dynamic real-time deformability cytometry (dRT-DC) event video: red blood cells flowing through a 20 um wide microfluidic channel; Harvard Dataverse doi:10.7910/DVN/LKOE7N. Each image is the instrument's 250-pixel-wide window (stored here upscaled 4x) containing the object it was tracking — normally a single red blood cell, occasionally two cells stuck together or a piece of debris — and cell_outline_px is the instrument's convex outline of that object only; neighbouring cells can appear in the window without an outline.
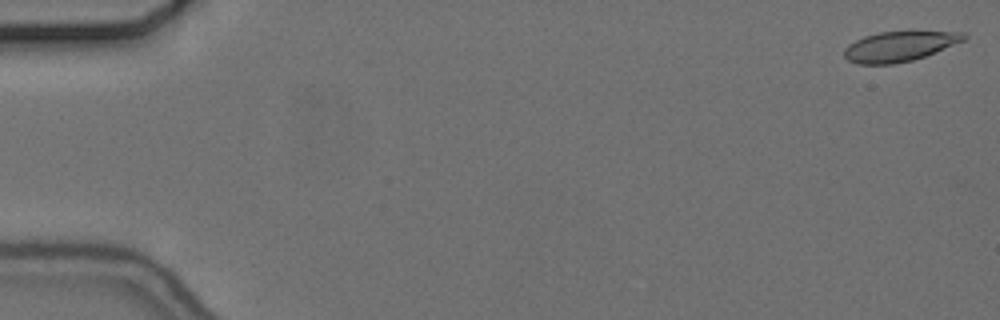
{"species": "common noctule bat (a hibernating species)", "species_latin": "Nyctalus noctula", "temperature_condition": "cold", "stored_images_in_passage": 56, "camera_frame_rate_fps": 3000, "um_per_image_px": 0.085, "animal": {"sex": "female", "body_mass_g": 24.6, "forearm_length_mm": 56.2}, "frame": {"image": 1, "passage_image": 1, "time_ms": 0.0, "image_size_px": [1000, 320], "cell_outline_px": [[968, 36], [964, 40], [924, 56], [912, 60], [892, 64], [856, 64], [848, 60], [844, 56], [844, 48], [848, 44], [864, 36], [880, 32], [912, 28], [964, 32]], "centroid_in_image_um": [76.49, 3.87], "position_along_channel_um": 8.5, "area_um2": 21.79}}
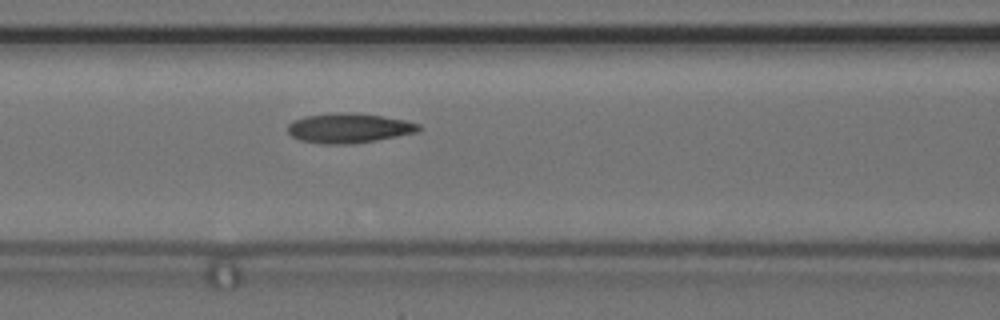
{"frame": {"image": 2, "passage_image": 24, "time_ms": 7.667, "image_size_px": [1000, 320], "cell_outline_px": [[424, 128], [416, 132], [376, 140], [352, 144], [324, 144], [300, 140], [292, 136], [288, 132], [288, 124], [304, 116], [332, 112], [352, 112], [380, 116], [404, 120], [420, 124]], "centroid_in_image_um": [29.65, 10.88], "position_along_channel_um": 136.9, "area_um2": 22.66}}
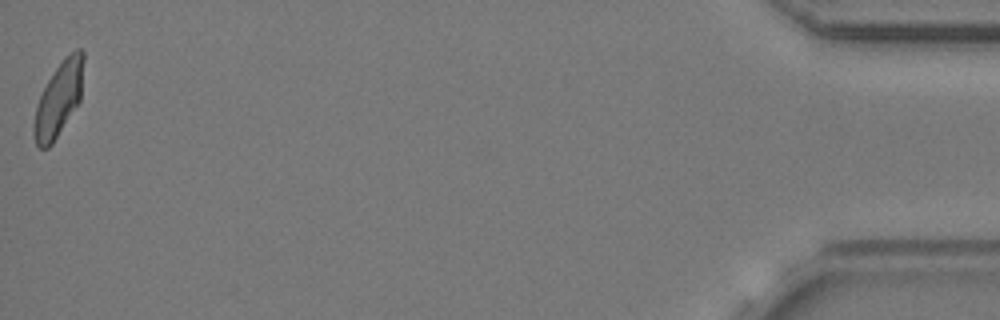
{"frame": {"image": 3, "passage_image": 56, "time_ms": 18.333, "image_size_px": [1000, 320], "cell_outline_px": [[84, 60], [80, 100], [52, 144], [48, 148], [40, 148], [36, 144], [32, 132], [32, 124], [36, 108], [40, 96], [48, 80], [56, 68], [76, 48], [80, 48], [84, 52]], "centroid_in_image_um": [4.98, 8.45], "position_along_channel_um": 430.2, "area_um2": 21.1}, "authors_computed_cell_mechanics": {"area_um2": 21.9062, "velocity_mm_per_s": 3.6535, "shape_relaxation_time_tau1_ms": 5.49, "shape_relaxation_time_tau2_ms": 2.3384, "deformation_change_tau1": 0.1392, "deformation_change_tau2": 0.0797}}